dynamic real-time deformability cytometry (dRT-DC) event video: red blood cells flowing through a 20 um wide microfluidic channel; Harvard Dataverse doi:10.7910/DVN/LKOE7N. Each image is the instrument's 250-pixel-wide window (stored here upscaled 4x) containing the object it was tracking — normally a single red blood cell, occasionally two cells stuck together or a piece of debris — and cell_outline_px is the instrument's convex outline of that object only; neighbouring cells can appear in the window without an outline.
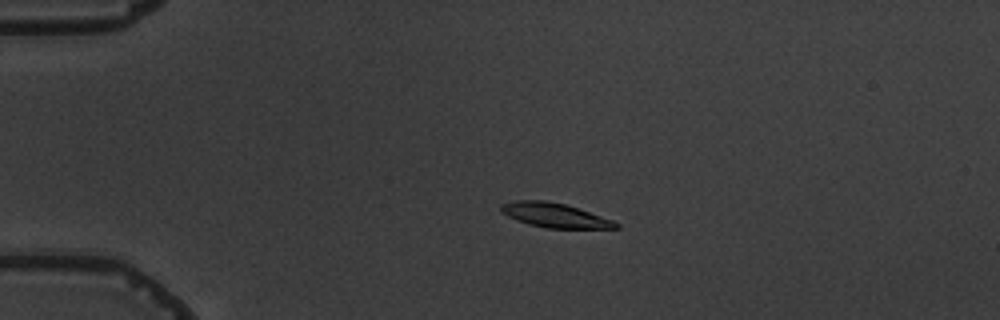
{"species": "common noctule bat (a hibernating species)", "species_latin": "Nyctalus noctula", "temperature_condition": "warm", "stored_images_in_passage": 4, "camera_frame_rate_fps": 3000, "um_per_image_px": 0.085, "animal": {"sex": "male", "body_mass_g": 19.5, "forearm_length_mm": 54.6}, "frame": {"image": 1, "passage_image": 3, "time_ms": 3.0, "image_size_px": [1000, 320], "cell_outline_px": [[620, 228], [548, 228], [528, 224], [516, 220], [500, 212], [500, 204], [516, 200], [548, 200], [564, 204], [612, 220], [620, 224]], "centroid_in_image_um": [47.09, 18.29], "position_along_channel_um": 37.9, "area_um2": 16.18}}